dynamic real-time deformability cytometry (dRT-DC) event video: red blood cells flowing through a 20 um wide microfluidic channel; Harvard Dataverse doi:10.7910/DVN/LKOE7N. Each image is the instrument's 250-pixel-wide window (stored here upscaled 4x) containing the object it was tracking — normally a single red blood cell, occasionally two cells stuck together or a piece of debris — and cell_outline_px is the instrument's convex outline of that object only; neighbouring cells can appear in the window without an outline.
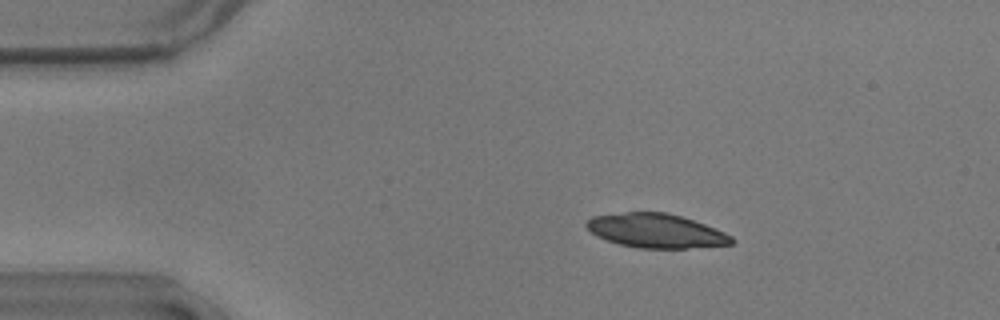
{"species": "common noctule bat (a hibernating species)", "species_latin": "Nyctalus noctula", "temperature_condition": "warm", "stored_images_in_passage": 48, "camera_frame_rate_fps": 3000, "um_per_image_px": 0.085, "animal": {"sex": "male", "body_mass_g": 17.9}, "frame": {"image": 1, "passage_image": 2, "time_ms": 0.333, "image_size_px": [1000, 320], "cell_outline_px": [[736, 240], [732, 244], [684, 248], [640, 248], [620, 244], [596, 236], [584, 224], [592, 216], [624, 212], [664, 212], [680, 216], [704, 224], [724, 232], [732, 236]], "centroid_in_image_um": [55.75, 19.61], "position_along_channel_um": 29.2, "area_um2": 28.55}}
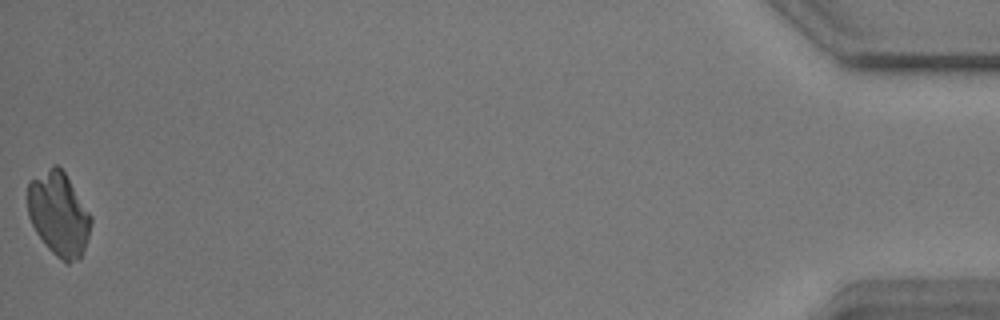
{"frame": {"image": 2, "passage_image": 48, "time_ms": 15.667, "image_size_px": [1000, 320], "cell_outline_px": [[92, 224], [84, 248], [80, 256], [68, 264], [56, 256], [44, 244], [36, 232], [28, 216], [28, 180], [52, 164], [56, 164], [64, 172], [92, 216]], "centroid_in_image_um": [4.97, 18.16], "position_along_channel_um": 430.2, "area_um2": 30.87}}